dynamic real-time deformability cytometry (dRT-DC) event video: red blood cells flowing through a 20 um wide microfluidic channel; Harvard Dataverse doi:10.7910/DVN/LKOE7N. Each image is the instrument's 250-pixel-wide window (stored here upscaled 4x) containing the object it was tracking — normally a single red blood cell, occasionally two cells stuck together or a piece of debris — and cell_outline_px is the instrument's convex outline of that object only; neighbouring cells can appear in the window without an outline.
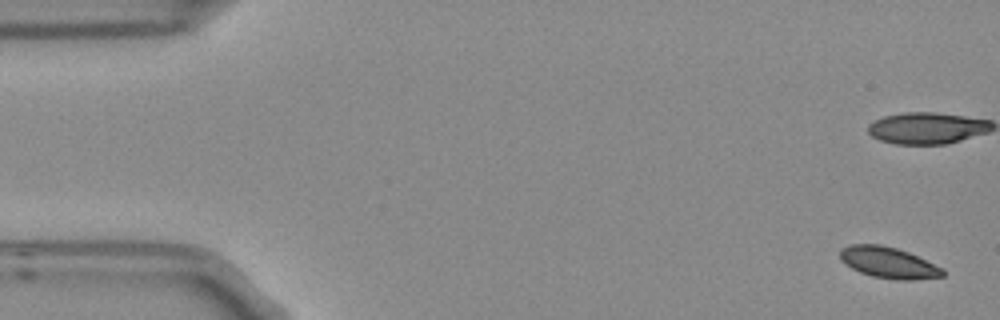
{"species": "Egyptian fruit bat (a non-hibernating species)", "species_latin": "Rousettus aegyptiacus", "temperature_condition": "room temperature", "stored_images_in_passage": 5, "camera_frame_rate_fps": 3000, "um_per_image_px": 0.085, "frame": {"image": 1, "passage_image": 1, "time_ms": 0.0, "image_size_px": [1000, 320], "cell_outline_px": [[944, 276], [912, 280], [900, 280], [872, 276], [860, 272], [844, 264], [840, 260], [840, 248], [848, 244], [880, 244], [896, 248], [908, 252], [944, 268]], "centroid_in_image_um": [75.49, 22.31], "position_along_channel_um": 9.5, "area_um2": 18.73}}
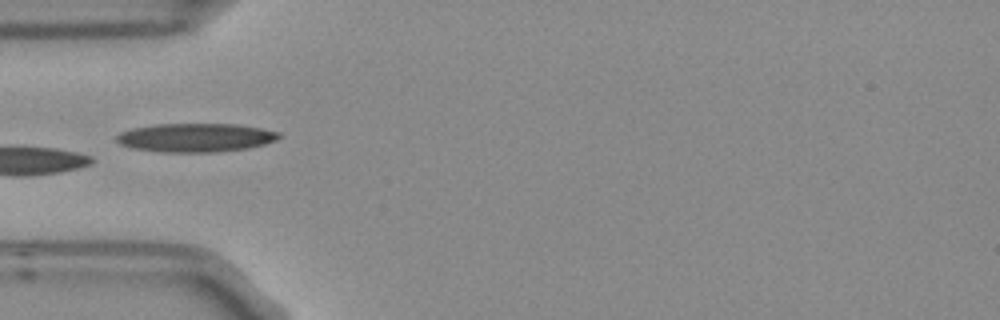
{"frame": {"image": 2, "passage_image": 5, "time_ms": 1.333, "image_size_px": [1000, 320], "cell_outline_px": [[280, 136], [276, 140], [264, 144], [248, 148], [216, 152], [160, 152], [132, 148], [120, 144], [116, 140], [116, 136], [120, 132], [132, 128], [152, 124], [236, 124], [260, 128], [280, 132]], "centroid_in_image_um": [16.6, 11.69], "position_along_channel_um": 68.4, "area_um2": 27.22}}